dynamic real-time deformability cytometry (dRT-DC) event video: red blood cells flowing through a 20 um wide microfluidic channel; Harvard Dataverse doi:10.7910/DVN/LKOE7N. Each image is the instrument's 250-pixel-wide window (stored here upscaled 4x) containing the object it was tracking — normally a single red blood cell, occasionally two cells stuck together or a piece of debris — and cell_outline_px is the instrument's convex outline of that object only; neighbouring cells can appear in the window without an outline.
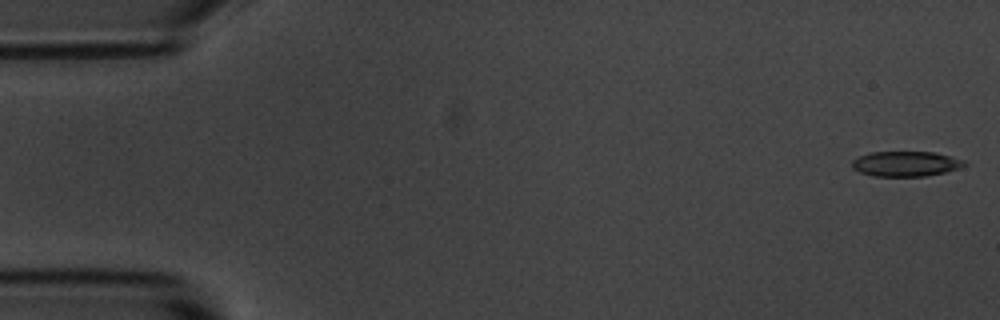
{"species": "common noctule bat (a hibernating species)", "species_latin": "Nyctalus noctula", "temperature_condition": "room temperature", "stored_images_in_passage": 14, "camera_frame_rate_fps": 3000, "um_per_image_px": 0.085, "animal": {"sex": "male", "body_mass_g": 20.1, "forearm_length_mm": 53.5}, "frame": {"image": 1, "passage_image": 1, "time_ms": 0.0, "image_size_px": [1000, 320], "cell_outline_px": [[968, 164], [944, 172], [924, 176], [872, 176], [860, 172], [852, 168], [852, 160], [860, 156], [872, 152], [936, 152], [952, 156], [964, 160]], "centroid_in_image_um": [76.98, 13.92], "position_along_channel_um": 8.0, "area_um2": 16.36}}
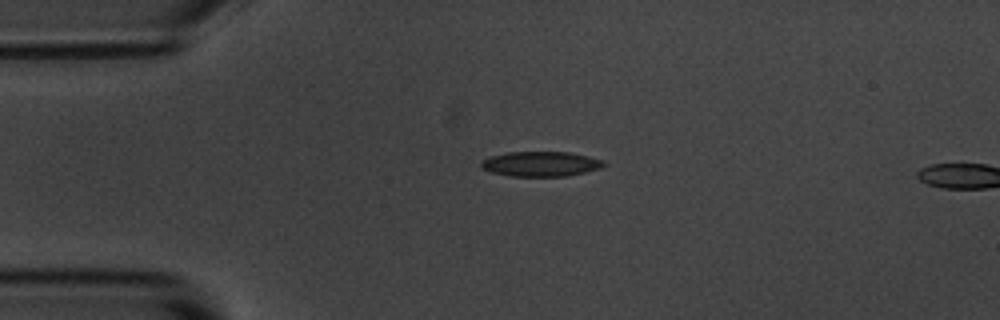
{"frame": {"image": 2, "passage_image": 12, "time_ms": 3.667, "image_size_px": [1000, 320], "cell_outline_px": [[608, 164], [600, 168], [568, 176], [512, 176], [492, 172], [484, 168], [480, 164], [480, 160], [488, 156], [508, 152], [568, 152], [588, 156], [604, 160]], "centroid_in_image_um": [45.97, 13.92], "position_along_channel_um": 39.0, "area_um2": 17.86}}